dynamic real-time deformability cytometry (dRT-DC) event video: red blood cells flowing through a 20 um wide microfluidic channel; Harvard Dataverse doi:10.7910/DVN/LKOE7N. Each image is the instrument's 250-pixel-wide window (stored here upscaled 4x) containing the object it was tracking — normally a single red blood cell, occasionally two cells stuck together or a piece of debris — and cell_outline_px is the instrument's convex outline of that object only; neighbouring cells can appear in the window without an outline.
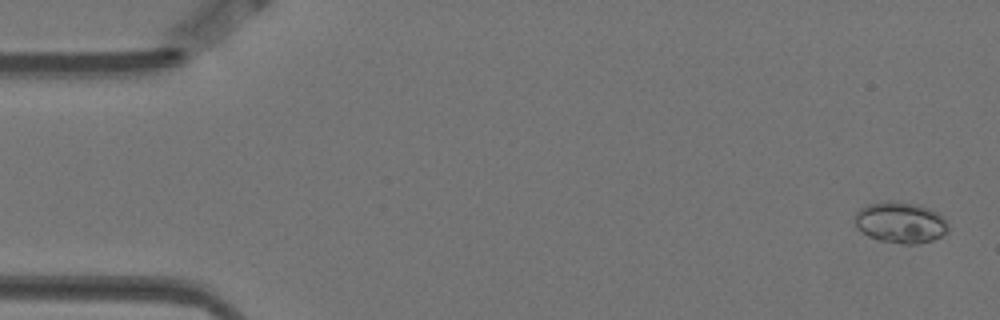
{"species": "Egyptian fruit bat (a non-hibernating species)", "species_latin": "Rousettus aegyptiacus", "temperature_condition": "warm", "stored_images_in_passage": 34, "camera_frame_rate_fps": 3000, "um_per_image_px": 0.085, "animal": {"sex": "female"}, "frame": {"image": 1, "passage_image": 2, "time_ms": 0.333, "image_size_px": [1000, 320], "cell_outline_px": [[948, 232], [932, 240], [916, 244], [904, 244], [880, 240], [868, 236], [860, 232], [856, 228], [852, 220], [852, 216], [860, 208], [868, 204], [884, 200], [888, 200], [920, 204], [936, 212], [948, 224]], "centroid_in_image_um": [76.46, 18.9], "position_along_channel_um": 8.5, "area_um2": 22.72}}
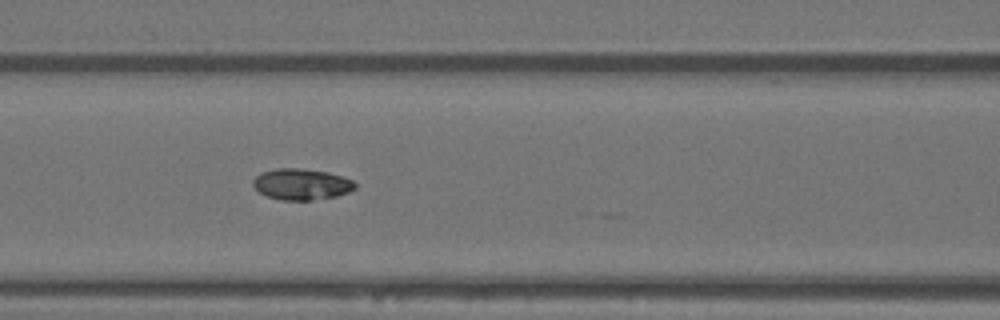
{"frame": {"image": 2, "passage_image": 24, "time_ms": 7.667, "image_size_px": [1000, 320], "cell_outline_px": [[356, 188], [348, 192], [336, 196], [312, 200], [280, 200], [268, 196], [260, 192], [252, 184], [252, 180], [260, 172], [276, 168], [300, 168], [328, 172], [344, 176], [352, 180], [356, 184]], "centroid_in_image_um": [25.63, 15.65], "position_along_channel_um": 141.0, "area_um2": 18.61}}
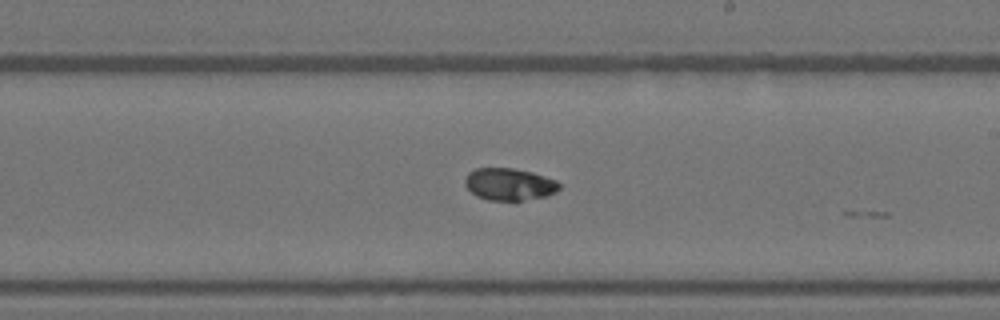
{"frame": {"image": 3, "passage_image": 33, "time_ms": 10.667, "image_size_px": [1000, 320], "cell_outline_px": [[560, 188], [556, 192], [544, 196], [520, 200], [488, 200], [476, 196], [464, 184], [464, 180], [468, 172], [476, 168], [512, 168], [532, 172], [556, 180], [560, 184]], "centroid_in_image_um": [43.26, 15.65], "position_along_channel_um": 245.7, "area_um2": 17.57}}